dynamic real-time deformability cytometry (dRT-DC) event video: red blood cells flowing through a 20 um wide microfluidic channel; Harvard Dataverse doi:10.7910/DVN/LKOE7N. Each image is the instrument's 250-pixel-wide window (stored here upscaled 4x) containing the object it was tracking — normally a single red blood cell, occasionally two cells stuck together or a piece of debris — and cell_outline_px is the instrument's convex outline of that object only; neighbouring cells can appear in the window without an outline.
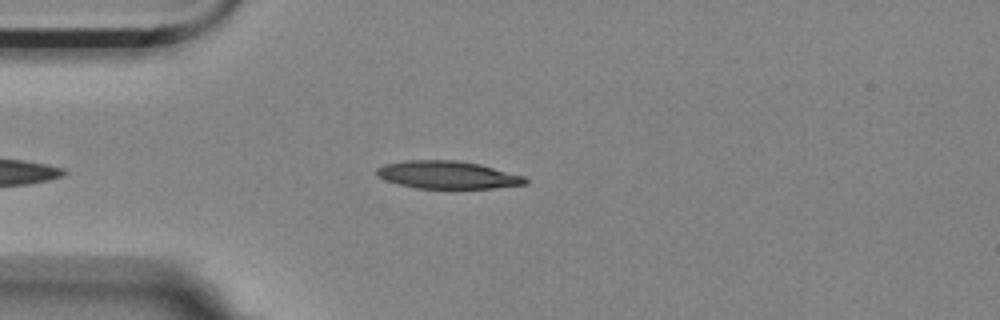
{"species": "Egyptian fruit bat (a non-hibernating species)", "species_latin": "Rousettus aegyptiacus", "temperature_condition": "room temperature", "stored_images_in_passage": 37, "camera_frame_rate_fps": 3000, "um_per_image_px": 0.085, "animal": {"sex": "female"}, "frame": {"image": 1, "passage_image": 2, "time_ms": 0.333, "image_size_px": [1000, 320], "cell_outline_px": [[528, 184], [492, 188], [416, 188], [384, 180], [376, 172], [376, 168], [384, 164], [404, 160], [456, 160], [480, 164], [524, 176], [528, 180]], "centroid_in_image_um": [38.04, 14.86], "position_along_channel_um": 47.0, "area_um2": 23.93}}
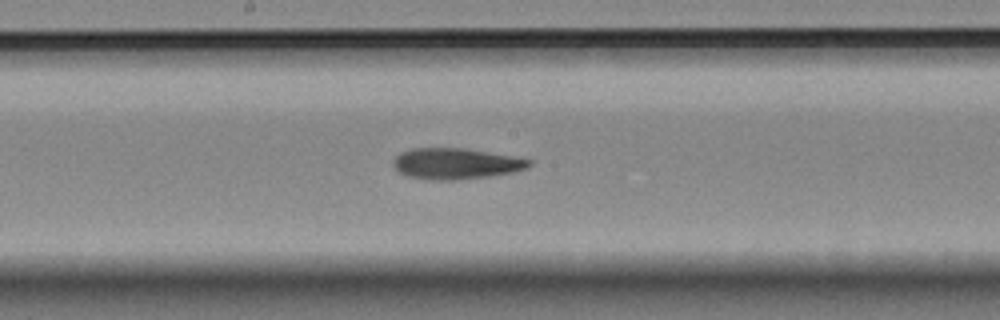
{"frame": {"image": 2, "passage_image": 17, "time_ms": 5.333, "image_size_px": [1000, 320], "cell_outline_px": [[532, 164], [528, 168], [512, 172], [488, 176], [456, 180], [432, 180], [408, 176], [396, 172], [392, 164], [392, 160], [400, 152], [412, 148], [464, 148], [512, 156], [532, 160]], "centroid_in_image_um": [38.7, 13.91], "position_along_channel_um": 209.5, "area_um2": 24.62}}
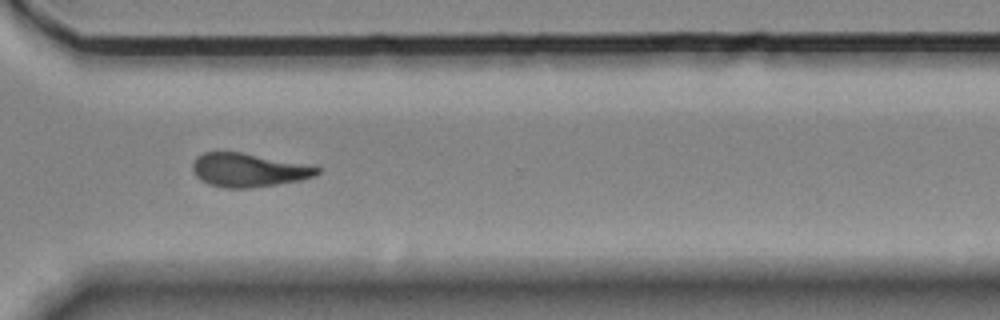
{"frame": {"image": 3, "passage_image": 29, "time_ms": 9.333, "image_size_px": [1000, 320], "cell_outline_px": [[320, 172], [312, 176], [300, 180], [276, 184], [248, 188], [224, 188], [208, 184], [200, 180], [196, 176], [192, 168], [192, 164], [204, 152], [240, 152], [320, 168]], "centroid_in_image_um": [21.05, 14.47], "position_along_channel_um": 349.6, "area_um2": 23.7}, "authors_computed_cell_mechanics": {"area_um2": 24.3338, "velocity_mm_per_s": 3.5074, "shape_relaxation_time_tau1_ms": null, "shape_relaxation_time_tau2_ms": 8.8459, "deformation_change_tau1": null, "deformation_change_tau2": 0.193}}